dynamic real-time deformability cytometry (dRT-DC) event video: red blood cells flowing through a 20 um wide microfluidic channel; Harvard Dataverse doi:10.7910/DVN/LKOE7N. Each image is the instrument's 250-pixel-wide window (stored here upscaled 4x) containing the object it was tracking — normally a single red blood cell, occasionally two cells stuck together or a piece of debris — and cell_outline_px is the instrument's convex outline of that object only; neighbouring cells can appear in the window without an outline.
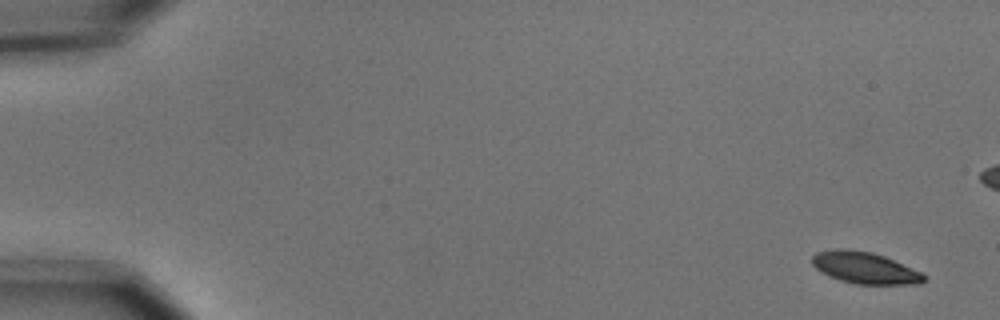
{"species": "common noctule bat (a hibernating species)", "species_latin": "Nyctalus noctula", "temperature_condition": "cold", "stored_images_in_passage": 6, "camera_frame_rate_fps": 3000, "um_per_image_px": 0.085, "animal": {"sex": "male", "body_mass_g": 15.6}, "frame": {"image": 1, "passage_image": 1, "time_ms": 0.0, "image_size_px": [1000, 320], "cell_outline_px": [[924, 280], [920, 284], [856, 284], [840, 280], [828, 276], [816, 268], [812, 264], [812, 256], [816, 252], [836, 248], [848, 248], [872, 252], [884, 256], [920, 272], [924, 276]], "centroid_in_image_um": [73.45, 22.75], "position_along_channel_um": 11.5, "area_um2": 20.52}}